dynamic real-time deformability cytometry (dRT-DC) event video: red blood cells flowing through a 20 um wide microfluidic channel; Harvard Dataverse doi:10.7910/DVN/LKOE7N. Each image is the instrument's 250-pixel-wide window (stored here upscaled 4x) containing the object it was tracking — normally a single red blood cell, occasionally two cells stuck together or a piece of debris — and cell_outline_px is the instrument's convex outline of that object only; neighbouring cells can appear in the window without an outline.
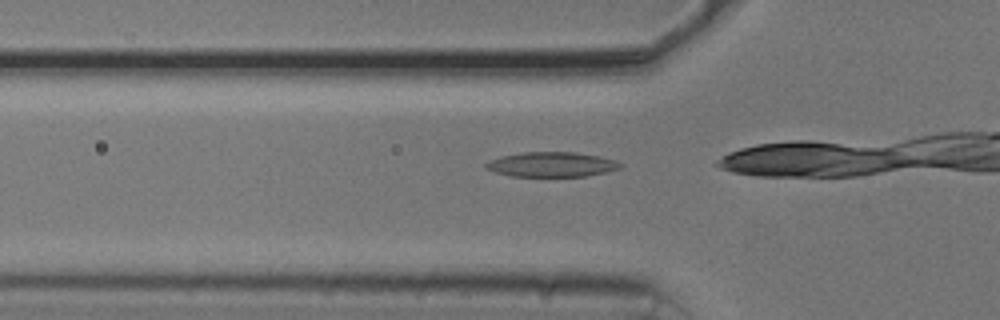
{"species": "common noctule bat (a hibernating species)", "species_latin": "Nyctalus noctula", "temperature_condition": "cold", "stored_images_in_passage": 11, "camera_frame_rate_fps": 3000, "um_per_image_px": 0.085, "animal": {"sex": "male", "body_mass_g": 20.5, "forearm_length_mm": 52.5}, "frame": {"image": 1, "passage_image": 2, "time_ms": 0.333, "image_size_px": [1000, 320], "cell_outline_px": [[624, 164], [620, 168], [604, 172], [584, 176], [512, 176], [496, 172], [484, 168], [484, 164], [500, 156], [520, 152], [576, 152], [600, 156], [616, 160]], "centroid_in_image_um": [46.9, 13.96], "position_along_channel_um": 78.9, "area_um2": 19.42}}
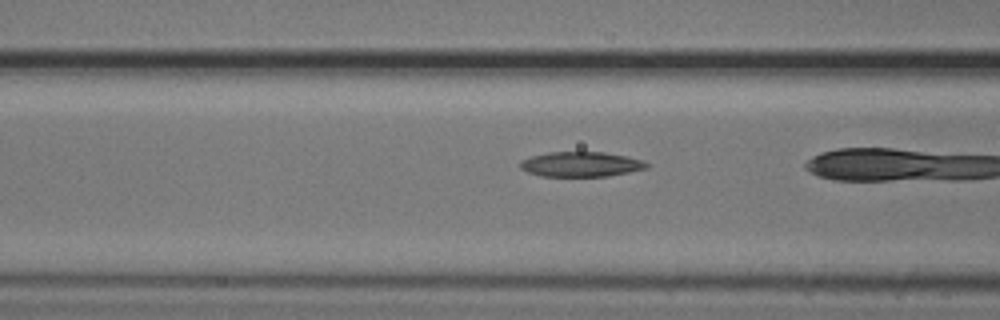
{"frame": {"image": 2, "passage_image": 5, "time_ms": 1.333, "image_size_px": [1000, 320], "cell_outline_px": [[648, 168], [608, 176], [540, 176], [528, 172], [520, 168], [520, 160], [532, 156], [548, 152], [604, 152], [628, 156], [644, 160], [648, 164]], "centroid_in_image_um": [49.39, 13.95], "position_along_channel_um": 117.2, "area_um2": 18.44}}